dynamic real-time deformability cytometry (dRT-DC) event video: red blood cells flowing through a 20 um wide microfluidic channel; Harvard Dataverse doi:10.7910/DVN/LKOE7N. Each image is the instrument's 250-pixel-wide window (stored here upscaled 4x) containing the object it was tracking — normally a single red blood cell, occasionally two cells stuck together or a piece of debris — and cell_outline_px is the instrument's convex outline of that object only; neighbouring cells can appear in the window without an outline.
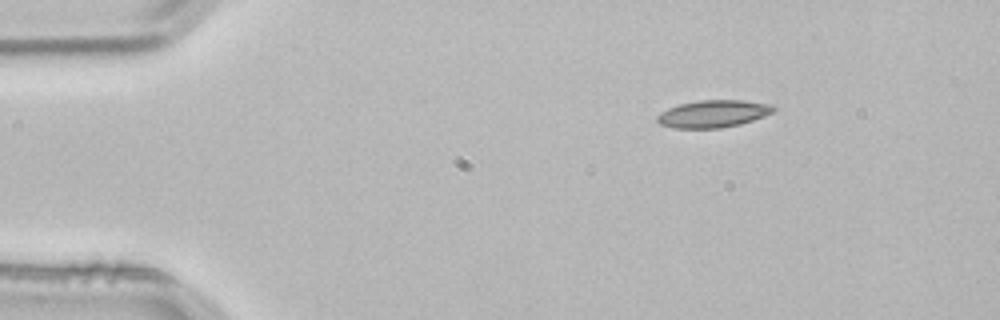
{"species": "common noctule bat (a hibernating species)", "species_latin": "Nyctalus noctula", "temperature_condition": "room temperature", "stored_images_in_passage": 2, "camera_frame_rate_fps": 3000, "um_per_image_px": 0.085, "animal": {"sex": "male", "body_mass_g": 21.5, "forearm_length_mm": 52.0}, "frame": {"image": 1, "passage_image": 1, "time_ms": 0.0, "image_size_px": [1000, 320], "cell_outline_px": [[776, 108], [772, 112], [764, 116], [740, 124], [720, 128], [672, 128], [660, 124], [656, 120], [656, 116], [660, 112], [668, 108], [680, 104], [700, 100], [740, 100], [768, 104]], "centroid_in_image_um": [60.57, 9.68], "position_along_channel_um": 24.4, "area_um2": 18.38}}